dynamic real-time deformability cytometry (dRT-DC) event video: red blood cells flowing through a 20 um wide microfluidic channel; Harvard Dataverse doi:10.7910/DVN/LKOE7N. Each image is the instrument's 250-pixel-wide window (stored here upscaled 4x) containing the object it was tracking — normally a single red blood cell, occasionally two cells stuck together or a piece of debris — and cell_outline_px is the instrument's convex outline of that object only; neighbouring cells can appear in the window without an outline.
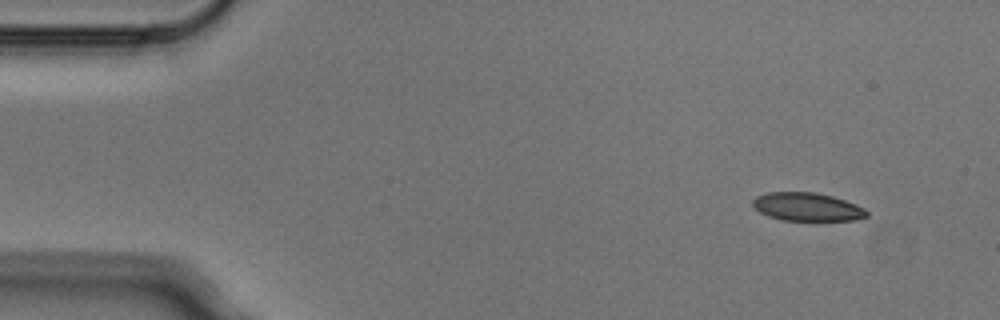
{"species": "Egyptian fruit bat (a non-hibernating species)", "species_latin": "Rousettus aegyptiacus", "temperature_condition": "cold", "stored_images_in_passage": 5, "camera_frame_rate_fps": 3000, "um_per_image_px": 0.085, "animal": {"sex": "male"}, "frame": {"image": 1, "passage_image": 1, "time_ms": 0.0, "image_size_px": [1000, 320], "cell_outline_px": [[868, 216], [856, 220], [780, 220], [768, 216], [760, 212], [752, 204], [752, 200], [756, 196], [768, 192], [816, 192], [832, 196], [856, 204], [864, 208], [868, 212]], "centroid_in_image_um": [68.61, 17.58], "position_along_channel_um": 16.4, "area_um2": 18.79}}
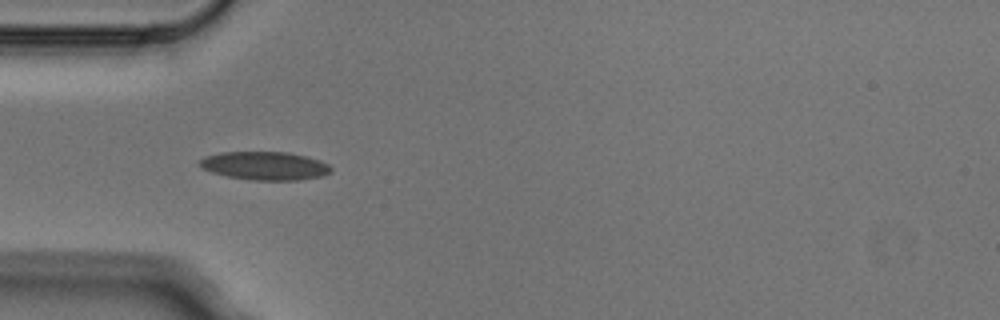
{"frame": {"image": 2, "passage_image": 4, "time_ms": 1.0, "image_size_px": [1000, 320], "cell_outline_px": [[332, 172], [324, 176], [300, 180], [256, 180], [228, 176], [212, 172], [204, 168], [200, 164], [200, 160], [204, 156], [220, 152], [288, 152], [320, 160], [328, 164], [332, 168]], "centroid_in_image_um": [22.57, 14.09], "position_along_channel_um": 62.4, "area_um2": 21.62}}
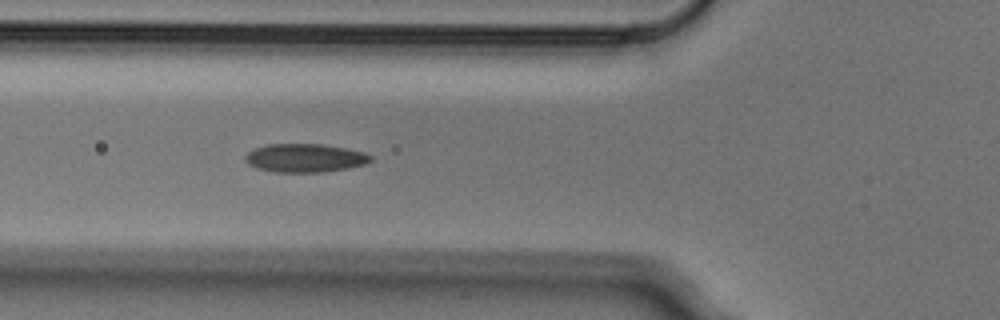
{"frame": {"image": 3, "passage_image": 5, "time_ms": 1.333, "image_size_px": [1000, 320], "cell_outline_px": [[372, 160], [368, 164], [348, 168], [324, 172], [276, 172], [256, 168], [248, 164], [244, 160], [244, 156], [248, 152], [256, 148], [268, 144], [320, 144], [344, 148], [364, 152], [372, 156]], "centroid_in_image_um": [25.93, 13.43], "position_along_channel_um": 99.9, "area_um2": 20.87}}